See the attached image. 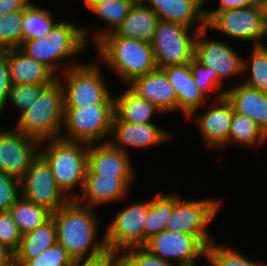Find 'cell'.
I'll return each instance as SVG.
<instances>
[{
    "instance_id": "25",
    "label": "cell",
    "mask_w": 267,
    "mask_h": 266,
    "mask_svg": "<svg viewBox=\"0 0 267 266\" xmlns=\"http://www.w3.org/2000/svg\"><path fill=\"white\" fill-rule=\"evenodd\" d=\"M158 21L159 18L153 10L141 0H137L129 14L113 33L118 37L136 38L151 42Z\"/></svg>"
},
{
    "instance_id": "10",
    "label": "cell",
    "mask_w": 267,
    "mask_h": 266,
    "mask_svg": "<svg viewBox=\"0 0 267 266\" xmlns=\"http://www.w3.org/2000/svg\"><path fill=\"white\" fill-rule=\"evenodd\" d=\"M207 28L229 38L253 41V46L265 45L263 39H267L261 4L218 11L207 21Z\"/></svg>"
},
{
    "instance_id": "23",
    "label": "cell",
    "mask_w": 267,
    "mask_h": 266,
    "mask_svg": "<svg viewBox=\"0 0 267 266\" xmlns=\"http://www.w3.org/2000/svg\"><path fill=\"white\" fill-rule=\"evenodd\" d=\"M2 51L7 55L12 84L51 85L57 80L49 68L30 58L20 48Z\"/></svg>"
},
{
    "instance_id": "22",
    "label": "cell",
    "mask_w": 267,
    "mask_h": 266,
    "mask_svg": "<svg viewBox=\"0 0 267 266\" xmlns=\"http://www.w3.org/2000/svg\"><path fill=\"white\" fill-rule=\"evenodd\" d=\"M128 86L139 96L154 104L162 113L177 112V97L162 69L135 78Z\"/></svg>"
},
{
    "instance_id": "18",
    "label": "cell",
    "mask_w": 267,
    "mask_h": 266,
    "mask_svg": "<svg viewBox=\"0 0 267 266\" xmlns=\"http://www.w3.org/2000/svg\"><path fill=\"white\" fill-rule=\"evenodd\" d=\"M215 103L201 115L191 114L195 117L196 126L201 133L202 141L210 150L228 146L230 124L233 116V106L226 97L214 99Z\"/></svg>"
},
{
    "instance_id": "21",
    "label": "cell",
    "mask_w": 267,
    "mask_h": 266,
    "mask_svg": "<svg viewBox=\"0 0 267 266\" xmlns=\"http://www.w3.org/2000/svg\"><path fill=\"white\" fill-rule=\"evenodd\" d=\"M157 15L159 20L179 23L188 28L207 27L205 9L200 0H141Z\"/></svg>"
},
{
    "instance_id": "4",
    "label": "cell",
    "mask_w": 267,
    "mask_h": 266,
    "mask_svg": "<svg viewBox=\"0 0 267 266\" xmlns=\"http://www.w3.org/2000/svg\"><path fill=\"white\" fill-rule=\"evenodd\" d=\"M88 147V143L68 141L60 137L40 142L39 154L49 164L56 183L70 200H74L76 187L82 191L87 171Z\"/></svg>"
},
{
    "instance_id": "49",
    "label": "cell",
    "mask_w": 267,
    "mask_h": 266,
    "mask_svg": "<svg viewBox=\"0 0 267 266\" xmlns=\"http://www.w3.org/2000/svg\"><path fill=\"white\" fill-rule=\"evenodd\" d=\"M204 5L208 0H200Z\"/></svg>"
},
{
    "instance_id": "43",
    "label": "cell",
    "mask_w": 267,
    "mask_h": 266,
    "mask_svg": "<svg viewBox=\"0 0 267 266\" xmlns=\"http://www.w3.org/2000/svg\"><path fill=\"white\" fill-rule=\"evenodd\" d=\"M73 266H119V253L107 249L98 256L75 260Z\"/></svg>"
},
{
    "instance_id": "45",
    "label": "cell",
    "mask_w": 267,
    "mask_h": 266,
    "mask_svg": "<svg viewBox=\"0 0 267 266\" xmlns=\"http://www.w3.org/2000/svg\"><path fill=\"white\" fill-rule=\"evenodd\" d=\"M30 3L29 0H0V16L9 12L23 10Z\"/></svg>"
},
{
    "instance_id": "37",
    "label": "cell",
    "mask_w": 267,
    "mask_h": 266,
    "mask_svg": "<svg viewBox=\"0 0 267 266\" xmlns=\"http://www.w3.org/2000/svg\"><path fill=\"white\" fill-rule=\"evenodd\" d=\"M49 85L13 84L8 93L6 104L19 109L20 115L28 110L38 99L41 91Z\"/></svg>"
},
{
    "instance_id": "30",
    "label": "cell",
    "mask_w": 267,
    "mask_h": 266,
    "mask_svg": "<svg viewBox=\"0 0 267 266\" xmlns=\"http://www.w3.org/2000/svg\"><path fill=\"white\" fill-rule=\"evenodd\" d=\"M173 193L157 194L149 200L148 213L144 223V246L151 237L165 230L166 224L172 215Z\"/></svg>"
},
{
    "instance_id": "33",
    "label": "cell",
    "mask_w": 267,
    "mask_h": 266,
    "mask_svg": "<svg viewBox=\"0 0 267 266\" xmlns=\"http://www.w3.org/2000/svg\"><path fill=\"white\" fill-rule=\"evenodd\" d=\"M249 59H243V74L248 76L243 83L267 94V46H253Z\"/></svg>"
},
{
    "instance_id": "36",
    "label": "cell",
    "mask_w": 267,
    "mask_h": 266,
    "mask_svg": "<svg viewBox=\"0 0 267 266\" xmlns=\"http://www.w3.org/2000/svg\"><path fill=\"white\" fill-rule=\"evenodd\" d=\"M189 64L196 85L207 97L211 95L209 93L212 91H214L213 94L216 93L217 95L215 99L225 97L226 89H222L223 86L218 83L217 74H212L210 68H206L195 58H193Z\"/></svg>"
},
{
    "instance_id": "1",
    "label": "cell",
    "mask_w": 267,
    "mask_h": 266,
    "mask_svg": "<svg viewBox=\"0 0 267 266\" xmlns=\"http://www.w3.org/2000/svg\"><path fill=\"white\" fill-rule=\"evenodd\" d=\"M95 210V211H94ZM96 209L70 200L52 213L55 222L57 243L72 259L92 258L102 254L106 248L105 235L98 238Z\"/></svg>"
},
{
    "instance_id": "14",
    "label": "cell",
    "mask_w": 267,
    "mask_h": 266,
    "mask_svg": "<svg viewBox=\"0 0 267 266\" xmlns=\"http://www.w3.org/2000/svg\"><path fill=\"white\" fill-rule=\"evenodd\" d=\"M144 248L174 266H192L196 260L206 259V247L195 236L182 232L163 230L147 240Z\"/></svg>"
},
{
    "instance_id": "41",
    "label": "cell",
    "mask_w": 267,
    "mask_h": 266,
    "mask_svg": "<svg viewBox=\"0 0 267 266\" xmlns=\"http://www.w3.org/2000/svg\"><path fill=\"white\" fill-rule=\"evenodd\" d=\"M20 197V180L0 172V212L10 211Z\"/></svg>"
},
{
    "instance_id": "13",
    "label": "cell",
    "mask_w": 267,
    "mask_h": 266,
    "mask_svg": "<svg viewBox=\"0 0 267 266\" xmlns=\"http://www.w3.org/2000/svg\"><path fill=\"white\" fill-rule=\"evenodd\" d=\"M208 28L197 31L195 37L194 58L217 74L218 83L222 80L243 74V57L228 42L213 40L207 37Z\"/></svg>"
},
{
    "instance_id": "27",
    "label": "cell",
    "mask_w": 267,
    "mask_h": 266,
    "mask_svg": "<svg viewBox=\"0 0 267 266\" xmlns=\"http://www.w3.org/2000/svg\"><path fill=\"white\" fill-rule=\"evenodd\" d=\"M57 243L55 222L51 217L44 224L21 236L18 250L14 253V266H23Z\"/></svg>"
},
{
    "instance_id": "3",
    "label": "cell",
    "mask_w": 267,
    "mask_h": 266,
    "mask_svg": "<svg viewBox=\"0 0 267 266\" xmlns=\"http://www.w3.org/2000/svg\"><path fill=\"white\" fill-rule=\"evenodd\" d=\"M95 47L99 54L97 61L105 64L126 85L157 69L150 42L118 37L111 32L102 37Z\"/></svg>"
},
{
    "instance_id": "16",
    "label": "cell",
    "mask_w": 267,
    "mask_h": 266,
    "mask_svg": "<svg viewBox=\"0 0 267 266\" xmlns=\"http://www.w3.org/2000/svg\"><path fill=\"white\" fill-rule=\"evenodd\" d=\"M170 133L167 130L165 131V129L159 128L155 123H127L120 121L114 115L110 138L107 140L114 148L128 153L127 149L129 148L142 149L170 142L172 137Z\"/></svg>"
},
{
    "instance_id": "15",
    "label": "cell",
    "mask_w": 267,
    "mask_h": 266,
    "mask_svg": "<svg viewBox=\"0 0 267 266\" xmlns=\"http://www.w3.org/2000/svg\"><path fill=\"white\" fill-rule=\"evenodd\" d=\"M40 141L16 129L0 128V172L21 179L39 154Z\"/></svg>"
},
{
    "instance_id": "28",
    "label": "cell",
    "mask_w": 267,
    "mask_h": 266,
    "mask_svg": "<svg viewBox=\"0 0 267 266\" xmlns=\"http://www.w3.org/2000/svg\"><path fill=\"white\" fill-rule=\"evenodd\" d=\"M266 142L267 135L252 119L233 111L228 145L233 143L241 148L246 147L251 150L253 148L254 150L260 148L261 145L264 146Z\"/></svg>"
},
{
    "instance_id": "34",
    "label": "cell",
    "mask_w": 267,
    "mask_h": 266,
    "mask_svg": "<svg viewBox=\"0 0 267 266\" xmlns=\"http://www.w3.org/2000/svg\"><path fill=\"white\" fill-rule=\"evenodd\" d=\"M216 241L217 239L212 241L206 248V261L211 266H267L264 261L254 262L244 256L242 251L219 245Z\"/></svg>"
},
{
    "instance_id": "44",
    "label": "cell",
    "mask_w": 267,
    "mask_h": 266,
    "mask_svg": "<svg viewBox=\"0 0 267 266\" xmlns=\"http://www.w3.org/2000/svg\"><path fill=\"white\" fill-rule=\"evenodd\" d=\"M219 6L217 9H207L205 8V17L208 21L216 12L225 11L229 9H237L248 7L251 5L261 4V0H219Z\"/></svg>"
},
{
    "instance_id": "7",
    "label": "cell",
    "mask_w": 267,
    "mask_h": 266,
    "mask_svg": "<svg viewBox=\"0 0 267 266\" xmlns=\"http://www.w3.org/2000/svg\"><path fill=\"white\" fill-rule=\"evenodd\" d=\"M222 199L204 198L183 200L180 194H173L172 215L165 230L182 232L195 236L206 248L215 240L207 227L216 218Z\"/></svg>"
},
{
    "instance_id": "42",
    "label": "cell",
    "mask_w": 267,
    "mask_h": 266,
    "mask_svg": "<svg viewBox=\"0 0 267 266\" xmlns=\"http://www.w3.org/2000/svg\"><path fill=\"white\" fill-rule=\"evenodd\" d=\"M12 85L7 55L0 51V115L3 113L4 107L6 108L8 93Z\"/></svg>"
},
{
    "instance_id": "11",
    "label": "cell",
    "mask_w": 267,
    "mask_h": 266,
    "mask_svg": "<svg viewBox=\"0 0 267 266\" xmlns=\"http://www.w3.org/2000/svg\"><path fill=\"white\" fill-rule=\"evenodd\" d=\"M21 196L34 203L56 212L69 201L59 188L49 164L38 154L29 169L20 179Z\"/></svg>"
},
{
    "instance_id": "40",
    "label": "cell",
    "mask_w": 267,
    "mask_h": 266,
    "mask_svg": "<svg viewBox=\"0 0 267 266\" xmlns=\"http://www.w3.org/2000/svg\"><path fill=\"white\" fill-rule=\"evenodd\" d=\"M21 236L11 213L0 212V244L14 254L19 248Z\"/></svg>"
},
{
    "instance_id": "6",
    "label": "cell",
    "mask_w": 267,
    "mask_h": 266,
    "mask_svg": "<svg viewBox=\"0 0 267 266\" xmlns=\"http://www.w3.org/2000/svg\"><path fill=\"white\" fill-rule=\"evenodd\" d=\"M64 100L58 80L46 86L35 103L16 121V130L38 141L59 138L63 131Z\"/></svg>"
},
{
    "instance_id": "19",
    "label": "cell",
    "mask_w": 267,
    "mask_h": 266,
    "mask_svg": "<svg viewBox=\"0 0 267 266\" xmlns=\"http://www.w3.org/2000/svg\"><path fill=\"white\" fill-rule=\"evenodd\" d=\"M130 154L114 148L109 142L89 144L86 174L134 177Z\"/></svg>"
},
{
    "instance_id": "5",
    "label": "cell",
    "mask_w": 267,
    "mask_h": 266,
    "mask_svg": "<svg viewBox=\"0 0 267 266\" xmlns=\"http://www.w3.org/2000/svg\"><path fill=\"white\" fill-rule=\"evenodd\" d=\"M101 67L100 62L82 63L58 75L64 107L114 106V96L105 83Z\"/></svg>"
},
{
    "instance_id": "46",
    "label": "cell",
    "mask_w": 267,
    "mask_h": 266,
    "mask_svg": "<svg viewBox=\"0 0 267 266\" xmlns=\"http://www.w3.org/2000/svg\"><path fill=\"white\" fill-rule=\"evenodd\" d=\"M0 266H14V254L0 244Z\"/></svg>"
},
{
    "instance_id": "31",
    "label": "cell",
    "mask_w": 267,
    "mask_h": 266,
    "mask_svg": "<svg viewBox=\"0 0 267 266\" xmlns=\"http://www.w3.org/2000/svg\"><path fill=\"white\" fill-rule=\"evenodd\" d=\"M9 212L17 223L21 235L31 232L36 227L47 222L52 216V212L46 207L35 205L22 196L16 201Z\"/></svg>"
},
{
    "instance_id": "32",
    "label": "cell",
    "mask_w": 267,
    "mask_h": 266,
    "mask_svg": "<svg viewBox=\"0 0 267 266\" xmlns=\"http://www.w3.org/2000/svg\"><path fill=\"white\" fill-rule=\"evenodd\" d=\"M34 1L22 10L23 42L48 36L57 23L49 10L35 6Z\"/></svg>"
},
{
    "instance_id": "12",
    "label": "cell",
    "mask_w": 267,
    "mask_h": 266,
    "mask_svg": "<svg viewBox=\"0 0 267 266\" xmlns=\"http://www.w3.org/2000/svg\"><path fill=\"white\" fill-rule=\"evenodd\" d=\"M118 212L105 230L106 248L117 253L144 247V223L149 200L131 203Z\"/></svg>"
},
{
    "instance_id": "35",
    "label": "cell",
    "mask_w": 267,
    "mask_h": 266,
    "mask_svg": "<svg viewBox=\"0 0 267 266\" xmlns=\"http://www.w3.org/2000/svg\"><path fill=\"white\" fill-rule=\"evenodd\" d=\"M22 10L0 16V51L20 48L23 43Z\"/></svg>"
},
{
    "instance_id": "24",
    "label": "cell",
    "mask_w": 267,
    "mask_h": 266,
    "mask_svg": "<svg viewBox=\"0 0 267 266\" xmlns=\"http://www.w3.org/2000/svg\"><path fill=\"white\" fill-rule=\"evenodd\" d=\"M226 89L225 97L235 112L252 119L267 135V94L245 83Z\"/></svg>"
},
{
    "instance_id": "38",
    "label": "cell",
    "mask_w": 267,
    "mask_h": 266,
    "mask_svg": "<svg viewBox=\"0 0 267 266\" xmlns=\"http://www.w3.org/2000/svg\"><path fill=\"white\" fill-rule=\"evenodd\" d=\"M122 253V254H121ZM119 266H174L167 260L151 254L144 247H135L119 253Z\"/></svg>"
},
{
    "instance_id": "26",
    "label": "cell",
    "mask_w": 267,
    "mask_h": 266,
    "mask_svg": "<svg viewBox=\"0 0 267 266\" xmlns=\"http://www.w3.org/2000/svg\"><path fill=\"white\" fill-rule=\"evenodd\" d=\"M125 92L114 96V115L127 123H153V117L162 111L135 93L128 85ZM155 113V114H154Z\"/></svg>"
},
{
    "instance_id": "9",
    "label": "cell",
    "mask_w": 267,
    "mask_h": 266,
    "mask_svg": "<svg viewBox=\"0 0 267 266\" xmlns=\"http://www.w3.org/2000/svg\"><path fill=\"white\" fill-rule=\"evenodd\" d=\"M113 116L114 106L64 107L62 128H66V134L61 133L60 138L88 144L106 143Z\"/></svg>"
},
{
    "instance_id": "20",
    "label": "cell",
    "mask_w": 267,
    "mask_h": 266,
    "mask_svg": "<svg viewBox=\"0 0 267 266\" xmlns=\"http://www.w3.org/2000/svg\"><path fill=\"white\" fill-rule=\"evenodd\" d=\"M177 97V111L184 113L185 117L195 114L200 107L206 110L208 97L196 85L190 64L169 66L162 69Z\"/></svg>"
},
{
    "instance_id": "8",
    "label": "cell",
    "mask_w": 267,
    "mask_h": 266,
    "mask_svg": "<svg viewBox=\"0 0 267 266\" xmlns=\"http://www.w3.org/2000/svg\"><path fill=\"white\" fill-rule=\"evenodd\" d=\"M197 31L179 23L159 20L150 42L157 68L188 64L194 58Z\"/></svg>"
},
{
    "instance_id": "17",
    "label": "cell",
    "mask_w": 267,
    "mask_h": 266,
    "mask_svg": "<svg viewBox=\"0 0 267 266\" xmlns=\"http://www.w3.org/2000/svg\"><path fill=\"white\" fill-rule=\"evenodd\" d=\"M134 178L86 174L82 191L75 193L74 200L91 208L119 202L127 197Z\"/></svg>"
},
{
    "instance_id": "39",
    "label": "cell",
    "mask_w": 267,
    "mask_h": 266,
    "mask_svg": "<svg viewBox=\"0 0 267 266\" xmlns=\"http://www.w3.org/2000/svg\"><path fill=\"white\" fill-rule=\"evenodd\" d=\"M74 260L58 243L36 258L29 259L23 266H73Z\"/></svg>"
},
{
    "instance_id": "48",
    "label": "cell",
    "mask_w": 267,
    "mask_h": 266,
    "mask_svg": "<svg viewBox=\"0 0 267 266\" xmlns=\"http://www.w3.org/2000/svg\"><path fill=\"white\" fill-rule=\"evenodd\" d=\"M85 5H97L103 2H113L118 0H83Z\"/></svg>"
},
{
    "instance_id": "2",
    "label": "cell",
    "mask_w": 267,
    "mask_h": 266,
    "mask_svg": "<svg viewBox=\"0 0 267 266\" xmlns=\"http://www.w3.org/2000/svg\"><path fill=\"white\" fill-rule=\"evenodd\" d=\"M80 26L74 25L73 22H58L48 36L24 41L20 49L33 60L44 64L58 77V74H62L68 68L81 64L72 60L87 46L90 32L89 27ZM62 62L65 64L60 65Z\"/></svg>"
},
{
    "instance_id": "47",
    "label": "cell",
    "mask_w": 267,
    "mask_h": 266,
    "mask_svg": "<svg viewBox=\"0 0 267 266\" xmlns=\"http://www.w3.org/2000/svg\"><path fill=\"white\" fill-rule=\"evenodd\" d=\"M261 5L263 9L264 27L267 33V0H261Z\"/></svg>"
},
{
    "instance_id": "29",
    "label": "cell",
    "mask_w": 267,
    "mask_h": 266,
    "mask_svg": "<svg viewBox=\"0 0 267 266\" xmlns=\"http://www.w3.org/2000/svg\"><path fill=\"white\" fill-rule=\"evenodd\" d=\"M137 0H118L113 2H103L97 5H84L93 14L97 15V21L102 20L103 24H107L106 28L95 32L93 36L94 45L106 34L114 32L121 24L124 18L129 14L130 9Z\"/></svg>"
}]
</instances>
